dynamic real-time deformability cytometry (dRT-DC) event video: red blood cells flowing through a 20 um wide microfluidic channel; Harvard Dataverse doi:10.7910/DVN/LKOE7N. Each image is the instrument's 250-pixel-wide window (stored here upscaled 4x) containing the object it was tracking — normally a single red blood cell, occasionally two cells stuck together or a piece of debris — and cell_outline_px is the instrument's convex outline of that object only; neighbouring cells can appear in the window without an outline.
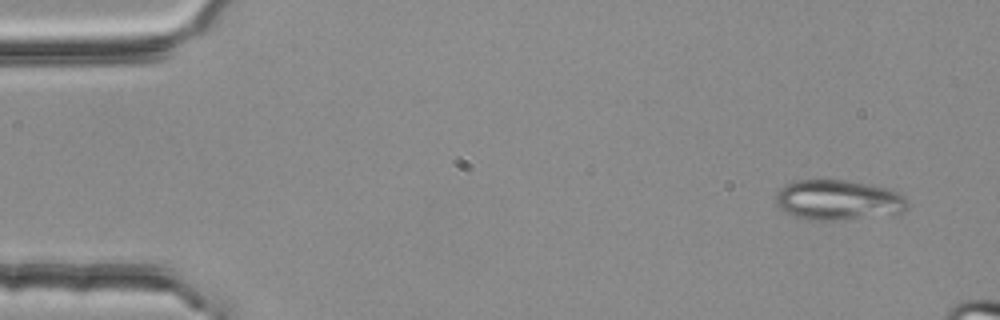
{"species": "common noctule bat (a hibernating species)", "species_latin": "Nyctalus noctula", "temperature_condition": "room temperature", "stored_images_in_passage": 3, "camera_frame_rate_fps": 3000, "um_per_image_px": 0.085, "animal": {"sex": "female", "body_mass_g": 25.1}, "frame": {"image": 1, "passage_image": 1, "time_ms": 0.0, "image_size_px": [1000, 320], "cell_outline_px": [[908, 208], [904, 212], [844, 220], [808, 220], [796, 216], [788, 212], [776, 204], [776, 196], [780, 188], [796, 180], [844, 180], [884, 188], [900, 192], [908, 200]], "centroid_in_image_um": [71.28, 17.01], "position_along_channel_um": 13.7, "area_um2": 30.52}}